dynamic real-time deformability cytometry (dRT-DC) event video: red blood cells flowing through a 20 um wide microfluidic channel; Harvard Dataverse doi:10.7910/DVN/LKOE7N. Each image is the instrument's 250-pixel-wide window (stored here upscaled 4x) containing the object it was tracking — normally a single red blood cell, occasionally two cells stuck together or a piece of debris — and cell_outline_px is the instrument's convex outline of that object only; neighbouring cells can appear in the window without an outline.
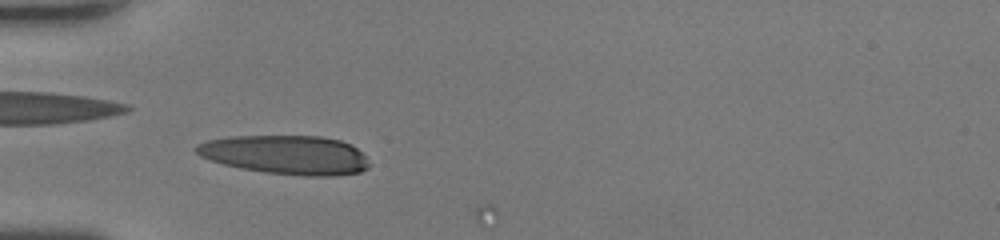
{"species": "human", "species_latin": "Homo sapiens", "temperature_condition": "room temperature", "stored_images_in_passage": 33, "camera_frame_rate_fps": 3000, "um_per_image_px": 0.085, "donor": {"sex": "female"}, "frame": {"image": 1, "passage_image": 3, "time_ms": 0.667, "image_size_px": [1000, 240], "cell_outline_px": [[368, 168], [360, 172], [336, 176], [304, 176], [264, 172], [240, 168], [208, 160], [200, 156], [192, 148], [196, 144], [208, 140], [232, 136], [320, 136], [340, 140], [352, 144], [368, 160]], "centroid_in_image_um": [24.28, 13.16], "position_along_channel_um": 60.7, "area_um2": 39.54}}
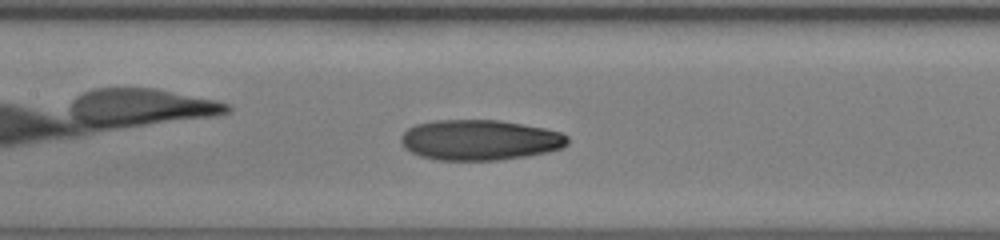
{"frame": {"image": 2, "passage_image": 11, "time_ms": 3.333, "image_size_px": [1000, 240], "cell_outline_px": [[568, 144], [560, 148], [548, 152], [524, 156], [496, 160], [436, 160], [420, 156], [404, 148], [400, 140], [400, 136], [408, 128], [416, 124], [432, 120], [500, 120], [544, 128], [560, 132], [568, 136]], "centroid_in_image_um": [40.75, 11.89], "position_along_channel_um": 166.7, "area_um2": 39.3}}
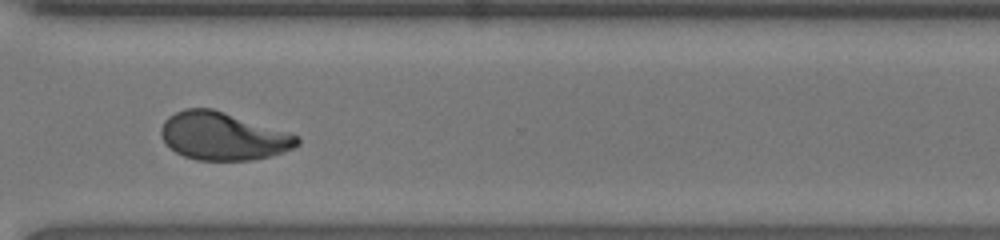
{"frame": {"image": 3, "passage_image": 24, "time_ms": 7.667, "image_size_px": [1000, 240], "cell_outline_px": [[300, 144], [284, 152], [272, 156], [252, 160], [196, 160], [184, 156], [176, 152], [160, 136], [160, 128], [164, 120], [168, 116], [184, 108], [212, 108], [288, 132], [300, 136]], "centroid_in_image_um": [18.96, 11.57], "position_along_channel_um": 351.6, "area_um2": 37.97}, "authors_computed_cell_mechanics": {"area_um2": 38.726, "velocity_mm_per_s": 4.2591, "shape_relaxation_time_tau1_ms": null, "shape_relaxation_time_tau2_ms": 1.8539, "deformation_change_tau1": null, "deformation_change_tau2": 0.0682}}